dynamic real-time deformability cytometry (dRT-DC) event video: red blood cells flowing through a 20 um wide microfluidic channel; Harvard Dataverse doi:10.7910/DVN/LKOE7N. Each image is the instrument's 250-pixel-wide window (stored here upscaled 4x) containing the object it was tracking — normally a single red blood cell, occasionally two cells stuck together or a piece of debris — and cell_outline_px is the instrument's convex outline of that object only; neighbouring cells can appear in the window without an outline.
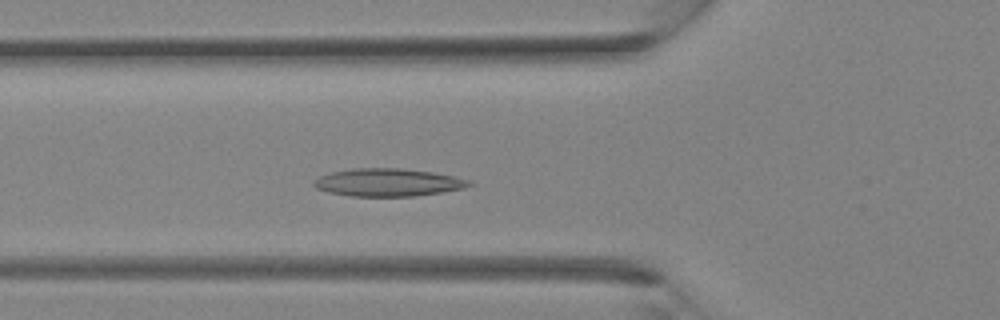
{"species": "Egyptian fruit bat (a non-hibernating species)", "species_latin": "Rousettus aegyptiacus", "temperature_condition": "room temperature", "stored_images_in_passage": 32, "camera_frame_rate_fps": 3000, "um_per_image_px": 0.085, "animal": {"sex": "female"}, "frame": {"image": 1, "passage_image": 9, "time_ms": 2.667, "image_size_px": [1000, 320], "cell_outline_px": [[472, 184], [464, 188], [416, 196], [348, 196], [328, 192], [316, 188], [312, 184], [312, 180], [320, 176], [332, 172], [352, 168], [400, 168], [432, 172], [452, 176], [468, 180]], "centroid_in_image_um": [32.91, 15.5], "position_along_channel_um": 92.9, "area_um2": 25.03}}
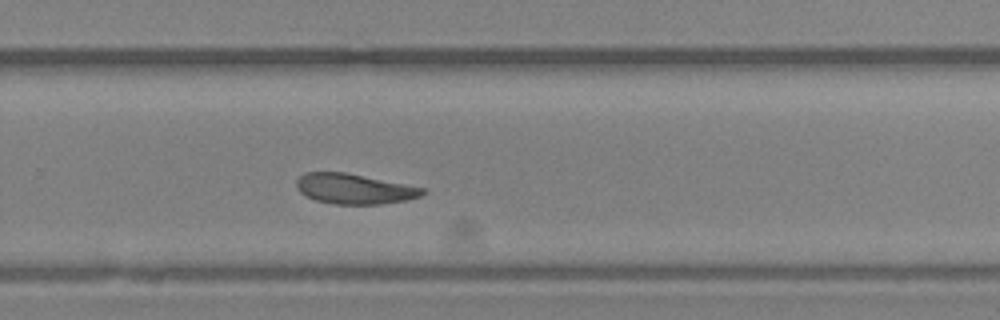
{"frame": {"image": 2, "passage_image": 20, "time_ms": 6.333, "image_size_px": [1000, 320], "cell_outline_px": [[424, 192], [420, 196], [404, 200], [380, 204], [332, 204], [316, 200], [300, 192], [296, 188], [296, 180], [304, 172], [344, 172], [424, 188]], "centroid_in_image_um": [30.05, 16.05], "position_along_channel_um": 299.8, "area_um2": 21.85}}
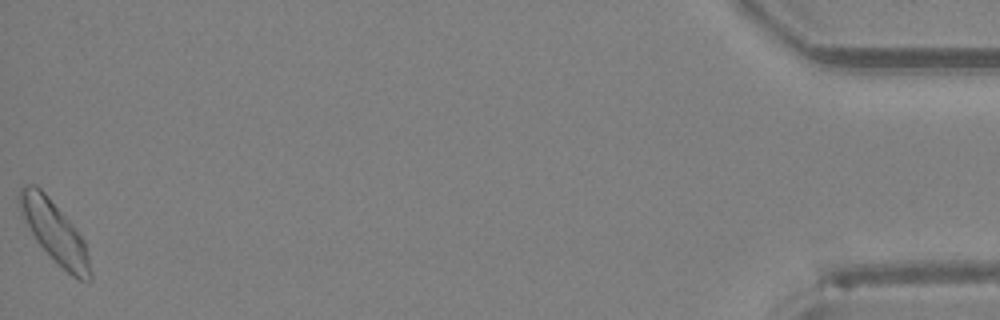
{"frame": {"image": 3, "passage_image": 32, "time_ms": 10.333, "image_size_px": [1000, 320], "cell_outline_px": [[92, 280], [80, 280], [72, 276], [36, 240], [20, 212], [20, 188], [24, 184], [36, 184], [48, 196], [72, 224], [84, 240], [92, 272]], "centroid_in_image_um": [4.65, 19.7], "position_along_channel_um": 430.5, "area_um2": 24.45}}